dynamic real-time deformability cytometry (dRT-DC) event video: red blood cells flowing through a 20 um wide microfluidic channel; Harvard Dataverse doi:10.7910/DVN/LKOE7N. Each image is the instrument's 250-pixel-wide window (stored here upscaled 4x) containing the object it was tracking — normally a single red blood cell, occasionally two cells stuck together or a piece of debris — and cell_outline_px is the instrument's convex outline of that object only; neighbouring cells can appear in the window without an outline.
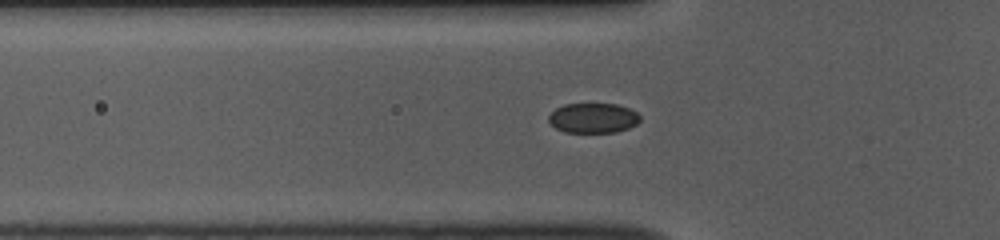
{"species": "common noctule bat (a hibernating species)", "species_latin": "Nyctalus noctula", "temperature_condition": "room temperature", "stored_images_in_passage": 33, "camera_frame_rate_fps": 3000, "um_per_image_px": 0.085, "animal": {"sex": "female", "body_mass_g": 10.0, "forearm_length_mm": 53.1}, "frame": {"image": 1, "passage_image": 3, "time_ms": 0.667, "image_size_px": [1000, 240], "cell_outline_px": [[640, 120], [636, 124], [628, 128], [616, 132], [564, 132], [556, 128], [548, 120], [548, 116], [556, 108], [564, 104], [616, 104], [628, 108], [636, 112], [640, 116]], "centroid_in_image_um": [50.41, 10.03], "position_along_channel_um": 75.4, "area_um2": 15.84}}
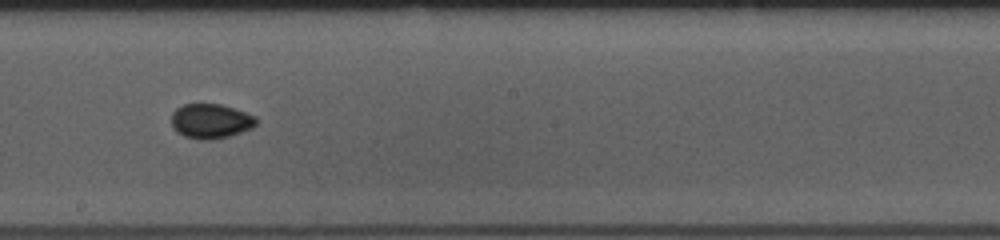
{"frame": {"image": 2, "passage_image": 15, "time_ms": 4.667, "image_size_px": [1000, 240], "cell_outline_px": [[256, 124], [252, 128], [228, 136], [212, 140], [200, 140], [184, 136], [176, 132], [172, 128], [172, 112], [176, 108], [184, 104], [220, 104], [256, 116]], "centroid_in_image_um": [17.87, 10.3], "position_along_channel_um": 230.3, "area_um2": 17.11}}
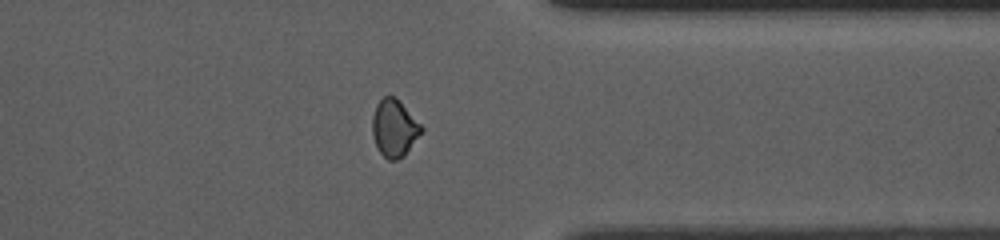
{"frame": {"image": 3, "passage_image": 27, "time_ms": 8.667, "image_size_px": [1000, 240], "cell_outline_px": [[424, 128], [404, 156], [396, 160], [388, 160], [380, 152], [372, 136], [372, 116], [376, 104], [384, 96], [396, 96]], "centroid_in_image_um": [33.5, 10.87], "position_along_channel_um": 377.9, "area_um2": 16.3}, "authors_computed_cell_mechanics": {"area_um2": 16.2418, "velocity_mm_per_s": 3.853, "shape_relaxation_time_tau1_ms": 4.509, "shape_relaxation_time_tau2_ms": null, "deformation_change_tau1": 0.0851, "deformation_change_tau2": null}}